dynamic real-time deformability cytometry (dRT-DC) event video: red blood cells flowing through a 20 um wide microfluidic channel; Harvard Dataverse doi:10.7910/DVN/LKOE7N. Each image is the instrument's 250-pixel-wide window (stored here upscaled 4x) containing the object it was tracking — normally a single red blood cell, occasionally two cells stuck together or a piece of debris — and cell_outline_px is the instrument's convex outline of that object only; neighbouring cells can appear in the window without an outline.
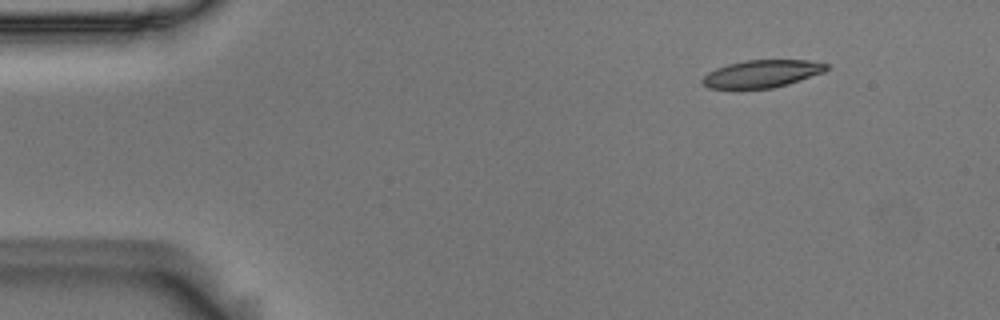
{"species": "Egyptian fruit bat (a non-hibernating species)", "species_latin": "Rousettus aegyptiacus", "temperature_condition": "room temperature", "stored_images_in_passage": 3, "camera_frame_rate_fps": 3000, "um_per_image_px": 0.085, "animal": {"sex": "male"}, "frame": {"image": 1, "passage_image": 1, "time_ms": 0.0, "image_size_px": [1000, 320], "cell_outline_px": [[828, 68], [824, 72], [788, 84], [772, 88], [736, 92], [708, 88], [700, 80], [708, 72], [716, 68], [728, 64], [744, 60], [808, 60], [828, 64]], "centroid_in_image_um": [64.67, 6.32], "position_along_channel_um": 20.3, "area_um2": 20.69}}